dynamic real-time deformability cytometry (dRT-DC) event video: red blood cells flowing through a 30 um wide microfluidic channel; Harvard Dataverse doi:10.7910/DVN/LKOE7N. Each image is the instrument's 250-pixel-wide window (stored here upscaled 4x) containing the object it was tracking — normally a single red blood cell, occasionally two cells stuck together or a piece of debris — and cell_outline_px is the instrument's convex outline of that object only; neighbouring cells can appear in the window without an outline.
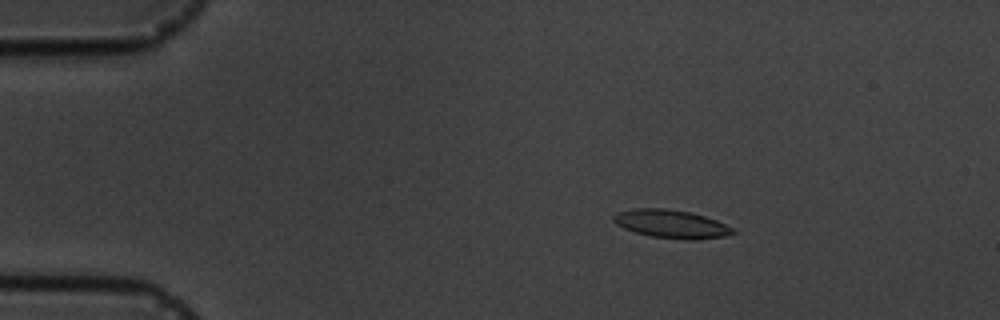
{"species": "common noctule bat (a hibernating species)", "species_latin": "Nyctalus noctula", "temperature_condition": "cold", "stored_images_in_passage": 3, "camera_frame_rate_fps": 3000, "um_per_image_px": 0.085, "animal": {"sex": "male", "body_mass_g": 19.5, "forearm_length_mm": 54.6}, "frame": {"image": 1, "passage_image": 1, "time_ms": 0.0, "image_size_px": [1000, 320], "cell_outline_px": [[736, 232], [724, 236], [696, 240], [684, 240], [652, 236], [636, 232], [624, 228], [616, 224], [612, 220], [612, 216], [616, 212], [632, 208], [664, 208], [688, 212], [704, 216], [716, 220], [732, 228]], "centroid_in_image_um": [57.01, 19.03], "position_along_channel_um": 28.0, "area_um2": 19.59}}